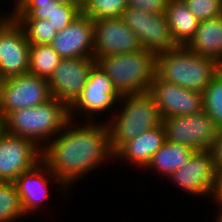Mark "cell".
Wrapping results in <instances>:
<instances>
[{"label":"cell","instance_id":"cell-33","mask_svg":"<svg viewBox=\"0 0 222 222\" xmlns=\"http://www.w3.org/2000/svg\"><path fill=\"white\" fill-rule=\"evenodd\" d=\"M53 0H19L16 4H45Z\"/></svg>","mask_w":222,"mask_h":222},{"label":"cell","instance_id":"cell-22","mask_svg":"<svg viewBox=\"0 0 222 222\" xmlns=\"http://www.w3.org/2000/svg\"><path fill=\"white\" fill-rule=\"evenodd\" d=\"M196 151L178 143L165 141L146 166L169 178L186 165Z\"/></svg>","mask_w":222,"mask_h":222},{"label":"cell","instance_id":"cell-4","mask_svg":"<svg viewBox=\"0 0 222 222\" xmlns=\"http://www.w3.org/2000/svg\"><path fill=\"white\" fill-rule=\"evenodd\" d=\"M119 101L124 102L121 112H117L116 117L107 123L113 154L125 142L162 124L160 111L148 92L124 94Z\"/></svg>","mask_w":222,"mask_h":222},{"label":"cell","instance_id":"cell-14","mask_svg":"<svg viewBox=\"0 0 222 222\" xmlns=\"http://www.w3.org/2000/svg\"><path fill=\"white\" fill-rule=\"evenodd\" d=\"M41 148L33 141L7 133L0 134V181H14L42 160Z\"/></svg>","mask_w":222,"mask_h":222},{"label":"cell","instance_id":"cell-12","mask_svg":"<svg viewBox=\"0 0 222 222\" xmlns=\"http://www.w3.org/2000/svg\"><path fill=\"white\" fill-rule=\"evenodd\" d=\"M95 64V58L61 59L48 79L52 97L69 108L80 96Z\"/></svg>","mask_w":222,"mask_h":222},{"label":"cell","instance_id":"cell-19","mask_svg":"<svg viewBox=\"0 0 222 222\" xmlns=\"http://www.w3.org/2000/svg\"><path fill=\"white\" fill-rule=\"evenodd\" d=\"M166 141L163 125L145 131L136 138L125 142L115 153L114 159H126L133 165L145 168L154 154L162 147ZM121 158V159H120Z\"/></svg>","mask_w":222,"mask_h":222},{"label":"cell","instance_id":"cell-10","mask_svg":"<svg viewBox=\"0 0 222 222\" xmlns=\"http://www.w3.org/2000/svg\"><path fill=\"white\" fill-rule=\"evenodd\" d=\"M121 95L112 84V80L96 63L90 72L89 78L76 101L69 107V118L74 119V111L86 117V121H94L95 114L109 111L119 104ZM74 114V115H73ZM86 115V116H85Z\"/></svg>","mask_w":222,"mask_h":222},{"label":"cell","instance_id":"cell-27","mask_svg":"<svg viewBox=\"0 0 222 222\" xmlns=\"http://www.w3.org/2000/svg\"><path fill=\"white\" fill-rule=\"evenodd\" d=\"M23 28L30 44H51L57 30L44 19H15Z\"/></svg>","mask_w":222,"mask_h":222},{"label":"cell","instance_id":"cell-5","mask_svg":"<svg viewBox=\"0 0 222 222\" xmlns=\"http://www.w3.org/2000/svg\"><path fill=\"white\" fill-rule=\"evenodd\" d=\"M96 63L120 95L148 92L156 75V55L146 49L99 57Z\"/></svg>","mask_w":222,"mask_h":222},{"label":"cell","instance_id":"cell-32","mask_svg":"<svg viewBox=\"0 0 222 222\" xmlns=\"http://www.w3.org/2000/svg\"><path fill=\"white\" fill-rule=\"evenodd\" d=\"M215 200L222 202V172L218 175V188L216 191Z\"/></svg>","mask_w":222,"mask_h":222},{"label":"cell","instance_id":"cell-23","mask_svg":"<svg viewBox=\"0 0 222 222\" xmlns=\"http://www.w3.org/2000/svg\"><path fill=\"white\" fill-rule=\"evenodd\" d=\"M61 59L50 44H30L28 73L48 80Z\"/></svg>","mask_w":222,"mask_h":222},{"label":"cell","instance_id":"cell-11","mask_svg":"<svg viewBox=\"0 0 222 222\" xmlns=\"http://www.w3.org/2000/svg\"><path fill=\"white\" fill-rule=\"evenodd\" d=\"M168 179L186 193L210 196L215 200L218 188V173L210 150L196 151L189 162L176 170Z\"/></svg>","mask_w":222,"mask_h":222},{"label":"cell","instance_id":"cell-9","mask_svg":"<svg viewBox=\"0 0 222 222\" xmlns=\"http://www.w3.org/2000/svg\"><path fill=\"white\" fill-rule=\"evenodd\" d=\"M6 16L0 17V77L2 79L26 74L29 71L30 43L15 18L10 13Z\"/></svg>","mask_w":222,"mask_h":222},{"label":"cell","instance_id":"cell-31","mask_svg":"<svg viewBox=\"0 0 222 222\" xmlns=\"http://www.w3.org/2000/svg\"><path fill=\"white\" fill-rule=\"evenodd\" d=\"M58 3L76 6L81 12L84 5V0H56Z\"/></svg>","mask_w":222,"mask_h":222},{"label":"cell","instance_id":"cell-20","mask_svg":"<svg viewBox=\"0 0 222 222\" xmlns=\"http://www.w3.org/2000/svg\"><path fill=\"white\" fill-rule=\"evenodd\" d=\"M185 47L197 55L222 63V15L200 21Z\"/></svg>","mask_w":222,"mask_h":222},{"label":"cell","instance_id":"cell-2","mask_svg":"<svg viewBox=\"0 0 222 222\" xmlns=\"http://www.w3.org/2000/svg\"><path fill=\"white\" fill-rule=\"evenodd\" d=\"M220 70L216 60L197 55L185 46L156 56V74L162 80L196 92H203Z\"/></svg>","mask_w":222,"mask_h":222},{"label":"cell","instance_id":"cell-25","mask_svg":"<svg viewBox=\"0 0 222 222\" xmlns=\"http://www.w3.org/2000/svg\"><path fill=\"white\" fill-rule=\"evenodd\" d=\"M203 110L208 113L215 127L222 131V71L211 80L203 91Z\"/></svg>","mask_w":222,"mask_h":222},{"label":"cell","instance_id":"cell-1","mask_svg":"<svg viewBox=\"0 0 222 222\" xmlns=\"http://www.w3.org/2000/svg\"><path fill=\"white\" fill-rule=\"evenodd\" d=\"M71 121L74 120L69 119L60 133L41 149L42 161L66 188L96 166L114 159L107 122L102 125L87 120L86 124L73 128Z\"/></svg>","mask_w":222,"mask_h":222},{"label":"cell","instance_id":"cell-24","mask_svg":"<svg viewBox=\"0 0 222 222\" xmlns=\"http://www.w3.org/2000/svg\"><path fill=\"white\" fill-rule=\"evenodd\" d=\"M25 213L13 181H0V222H14Z\"/></svg>","mask_w":222,"mask_h":222},{"label":"cell","instance_id":"cell-35","mask_svg":"<svg viewBox=\"0 0 222 222\" xmlns=\"http://www.w3.org/2000/svg\"><path fill=\"white\" fill-rule=\"evenodd\" d=\"M4 131V119L0 113V134Z\"/></svg>","mask_w":222,"mask_h":222},{"label":"cell","instance_id":"cell-29","mask_svg":"<svg viewBox=\"0 0 222 222\" xmlns=\"http://www.w3.org/2000/svg\"><path fill=\"white\" fill-rule=\"evenodd\" d=\"M169 0H127V7L141 9L145 12L165 13Z\"/></svg>","mask_w":222,"mask_h":222},{"label":"cell","instance_id":"cell-13","mask_svg":"<svg viewBox=\"0 0 222 222\" xmlns=\"http://www.w3.org/2000/svg\"><path fill=\"white\" fill-rule=\"evenodd\" d=\"M152 96L163 118L193 115L203 111V92H196L162 80L157 74L150 84Z\"/></svg>","mask_w":222,"mask_h":222},{"label":"cell","instance_id":"cell-8","mask_svg":"<svg viewBox=\"0 0 222 222\" xmlns=\"http://www.w3.org/2000/svg\"><path fill=\"white\" fill-rule=\"evenodd\" d=\"M121 18L137 35L142 48L156 56L178 47L172 37L165 13L154 14L127 7Z\"/></svg>","mask_w":222,"mask_h":222},{"label":"cell","instance_id":"cell-34","mask_svg":"<svg viewBox=\"0 0 222 222\" xmlns=\"http://www.w3.org/2000/svg\"><path fill=\"white\" fill-rule=\"evenodd\" d=\"M216 201V204H220L219 206H221V208H219V210H220V212H219V214H218V217H217V220H216V222H222V202L221 201H217V200H215Z\"/></svg>","mask_w":222,"mask_h":222},{"label":"cell","instance_id":"cell-7","mask_svg":"<svg viewBox=\"0 0 222 222\" xmlns=\"http://www.w3.org/2000/svg\"><path fill=\"white\" fill-rule=\"evenodd\" d=\"M51 98L46 78L26 73L2 79L0 113L5 119L13 111L35 107Z\"/></svg>","mask_w":222,"mask_h":222},{"label":"cell","instance_id":"cell-15","mask_svg":"<svg viewBox=\"0 0 222 222\" xmlns=\"http://www.w3.org/2000/svg\"><path fill=\"white\" fill-rule=\"evenodd\" d=\"M94 23V58L133 53L142 48L137 35L123 19H99Z\"/></svg>","mask_w":222,"mask_h":222},{"label":"cell","instance_id":"cell-30","mask_svg":"<svg viewBox=\"0 0 222 222\" xmlns=\"http://www.w3.org/2000/svg\"><path fill=\"white\" fill-rule=\"evenodd\" d=\"M210 151L213 154L215 168L219 175L222 172V131H218Z\"/></svg>","mask_w":222,"mask_h":222},{"label":"cell","instance_id":"cell-28","mask_svg":"<svg viewBox=\"0 0 222 222\" xmlns=\"http://www.w3.org/2000/svg\"><path fill=\"white\" fill-rule=\"evenodd\" d=\"M188 9L198 18L205 21L222 15V0H183Z\"/></svg>","mask_w":222,"mask_h":222},{"label":"cell","instance_id":"cell-17","mask_svg":"<svg viewBox=\"0 0 222 222\" xmlns=\"http://www.w3.org/2000/svg\"><path fill=\"white\" fill-rule=\"evenodd\" d=\"M51 176L61 185L60 188H66L42 160L13 181L25 215L36 212L41 204L43 206L42 201L46 200L49 194L48 183Z\"/></svg>","mask_w":222,"mask_h":222},{"label":"cell","instance_id":"cell-6","mask_svg":"<svg viewBox=\"0 0 222 222\" xmlns=\"http://www.w3.org/2000/svg\"><path fill=\"white\" fill-rule=\"evenodd\" d=\"M162 125L166 141L194 151L210 150L219 131L204 110L193 115L163 118Z\"/></svg>","mask_w":222,"mask_h":222},{"label":"cell","instance_id":"cell-18","mask_svg":"<svg viewBox=\"0 0 222 222\" xmlns=\"http://www.w3.org/2000/svg\"><path fill=\"white\" fill-rule=\"evenodd\" d=\"M11 15L15 19H44L57 31L66 28L82 12L76 6L58 3L56 0L45 4H14Z\"/></svg>","mask_w":222,"mask_h":222},{"label":"cell","instance_id":"cell-26","mask_svg":"<svg viewBox=\"0 0 222 222\" xmlns=\"http://www.w3.org/2000/svg\"><path fill=\"white\" fill-rule=\"evenodd\" d=\"M127 8V0H84L82 14L93 21L99 19H117Z\"/></svg>","mask_w":222,"mask_h":222},{"label":"cell","instance_id":"cell-21","mask_svg":"<svg viewBox=\"0 0 222 222\" xmlns=\"http://www.w3.org/2000/svg\"><path fill=\"white\" fill-rule=\"evenodd\" d=\"M165 17L178 46H185L188 43L200 22L183 0H169Z\"/></svg>","mask_w":222,"mask_h":222},{"label":"cell","instance_id":"cell-16","mask_svg":"<svg viewBox=\"0 0 222 222\" xmlns=\"http://www.w3.org/2000/svg\"><path fill=\"white\" fill-rule=\"evenodd\" d=\"M62 58H94V23L81 14L57 32L50 44Z\"/></svg>","mask_w":222,"mask_h":222},{"label":"cell","instance_id":"cell-36","mask_svg":"<svg viewBox=\"0 0 222 222\" xmlns=\"http://www.w3.org/2000/svg\"><path fill=\"white\" fill-rule=\"evenodd\" d=\"M2 78L0 77V88H1Z\"/></svg>","mask_w":222,"mask_h":222},{"label":"cell","instance_id":"cell-3","mask_svg":"<svg viewBox=\"0 0 222 222\" xmlns=\"http://www.w3.org/2000/svg\"><path fill=\"white\" fill-rule=\"evenodd\" d=\"M69 119V108L52 97L35 107L11 112L4 119V131L27 138L42 149L43 141L54 138Z\"/></svg>","mask_w":222,"mask_h":222}]
</instances>
